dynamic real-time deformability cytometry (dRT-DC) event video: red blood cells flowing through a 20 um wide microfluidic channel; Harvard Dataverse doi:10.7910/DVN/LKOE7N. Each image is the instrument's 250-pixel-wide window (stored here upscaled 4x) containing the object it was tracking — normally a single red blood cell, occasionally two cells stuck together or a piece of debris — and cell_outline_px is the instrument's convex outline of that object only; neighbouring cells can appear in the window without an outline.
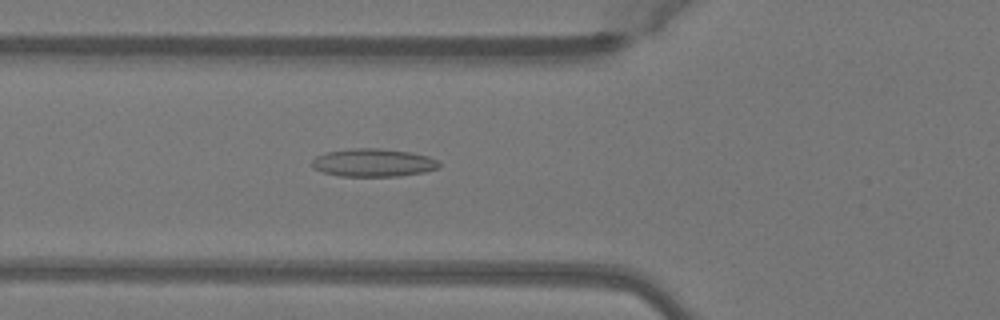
{"species": "Egyptian fruit bat (a non-hibernating species)", "species_latin": "Rousettus aegyptiacus", "temperature_condition": "warm", "stored_images_in_passage": 49, "camera_frame_rate_fps": 3000, "um_per_image_px": 0.085, "animal": {"sex": "female"}, "frame": {"image": 1, "passage_image": 17, "time_ms": 5.333, "image_size_px": [1000, 320], "cell_outline_px": [[440, 168], [424, 172], [400, 176], [340, 176], [320, 172], [312, 168], [312, 160], [316, 156], [328, 152], [352, 148], [380, 148], [412, 152], [428, 156], [436, 160], [440, 164]], "centroid_in_image_um": [31.72, 13.83], "position_along_channel_um": 94.1, "area_um2": 20.92}}
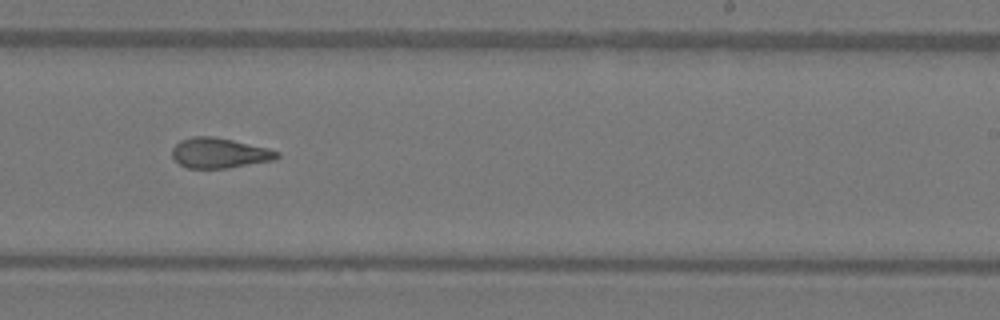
{"frame": {"image": 2, "passage_image": 30, "time_ms": 9.667, "image_size_px": [1000, 320], "cell_outline_px": [[280, 156], [276, 160], [228, 168], [188, 168], [180, 164], [172, 156], [172, 148], [180, 140], [192, 136], [212, 136], [232, 140], [268, 148], [280, 152]], "centroid_in_image_um": [18.67, 13.01], "position_along_channel_um": 270.3, "area_um2": 18.5}}
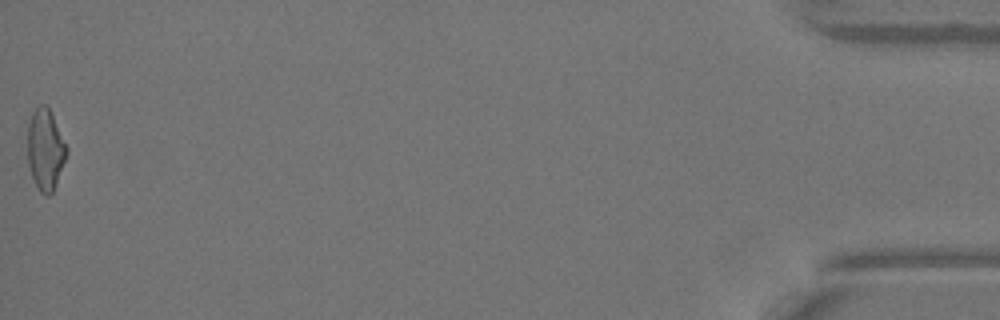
{"frame": {"image": 3, "passage_image": 49, "time_ms": 16.0, "image_size_px": [1000, 320], "cell_outline_px": [[68, 152], [52, 192], [48, 196], [44, 196], [40, 192], [32, 176], [28, 164], [28, 124], [32, 112], [40, 104], [44, 104], [52, 112], [68, 148]], "centroid_in_image_um": [3.86, 12.68], "position_along_channel_um": 431.3, "area_um2": 18.38}, "authors_computed_cell_mechanics": {"area_um2": 18.9584, "velocity_mm_per_s": 4.0542, "shape_relaxation_time_tau1_ms": null, "shape_relaxation_time_tau2_ms": 3.0414, "deformation_change_tau1": null, "deformation_change_tau2": 0.117}}